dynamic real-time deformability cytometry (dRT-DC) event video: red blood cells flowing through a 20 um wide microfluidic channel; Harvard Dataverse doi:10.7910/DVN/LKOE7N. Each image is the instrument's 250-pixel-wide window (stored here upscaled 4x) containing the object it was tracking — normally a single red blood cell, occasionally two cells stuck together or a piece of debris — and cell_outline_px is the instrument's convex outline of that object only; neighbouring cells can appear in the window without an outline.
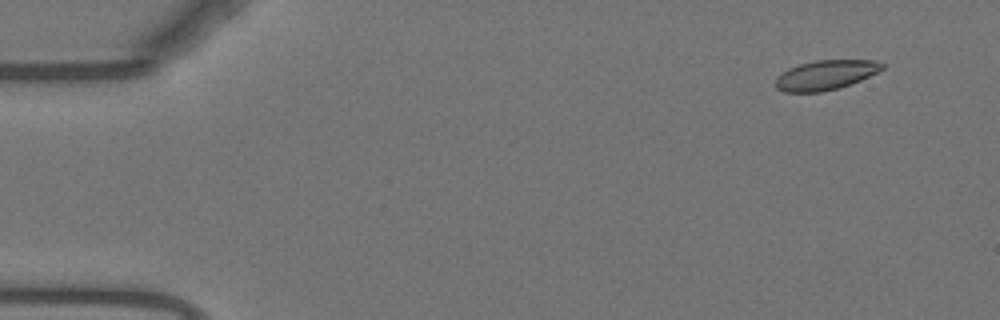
{"species": "Egyptian fruit bat (a non-hibernating species)", "species_latin": "Rousettus aegyptiacus", "temperature_condition": "warm", "stored_images_in_passage": 51, "camera_frame_rate_fps": 3000, "um_per_image_px": 0.085, "animal": {"sex": "female"}, "frame": {"image": 1, "passage_image": 1, "time_ms": 0.0, "image_size_px": [1000, 320], "cell_outline_px": [[884, 68], [860, 80], [840, 88], [820, 92], [784, 92], [776, 88], [776, 76], [788, 68], [800, 64], [816, 60], [876, 60], [884, 64]], "centroid_in_image_um": [70.15, 6.38], "position_along_channel_um": 14.8, "area_um2": 18.38}}
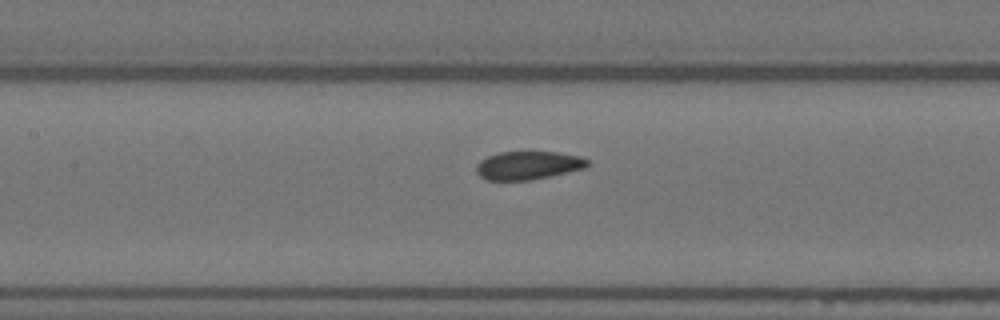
{"frame": {"image": 2, "passage_image": 22, "time_ms": 7.0, "image_size_px": [1000, 320], "cell_outline_px": [[592, 164], [588, 168], [532, 180], [488, 180], [480, 176], [476, 172], [476, 164], [480, 160], [488, 156], [500, 152], [528, 148], [556, 152], [580, 156], [588, 160]], "centroid_in_image_um": [44.94, 14.01], "position_along_channel_um": 162.5, "area_um2": 19.36}}
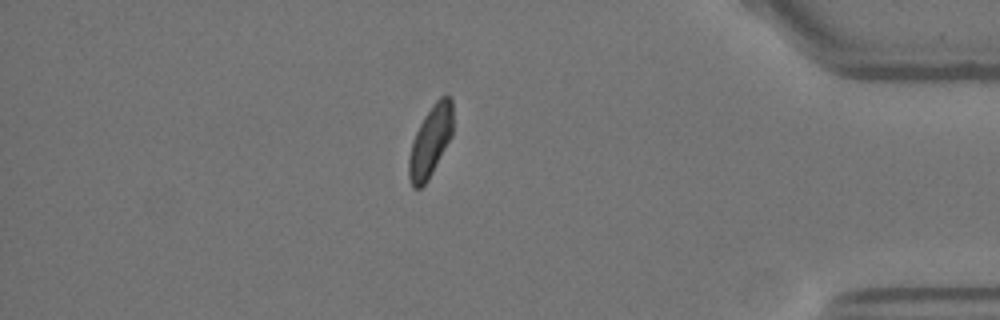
{"frame": {"image": 3, "passage_image": 44, "time_ms": 14.333, "image_size_px": [1000, 320], "cell_outline_px": [[452, 136], [428, 180], [420, 188], [412, 188], [408, 176], [408, 160], [412, 144], [416, 132], [424, 116], [432, 104], [440, 96], [452, 96]], "centroid_in_image_um": [36.58, 12.01], "position_along_channel_um": 398.6, "area_um2": 18.15}}